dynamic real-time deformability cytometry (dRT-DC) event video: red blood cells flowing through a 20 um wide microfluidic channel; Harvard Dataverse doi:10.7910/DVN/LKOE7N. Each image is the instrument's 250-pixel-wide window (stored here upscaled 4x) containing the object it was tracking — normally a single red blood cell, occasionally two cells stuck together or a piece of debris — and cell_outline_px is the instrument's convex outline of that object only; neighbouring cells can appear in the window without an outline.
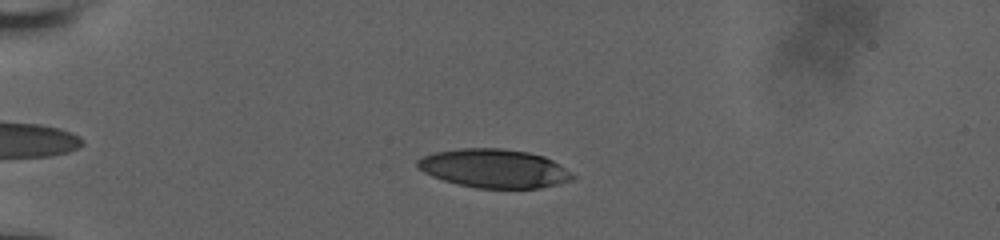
{"species": "human", "species_latin": "Homo sapiens", "temperature_condition": "room temperature", "stored_images_in_passage": 44, "camera_frame_rate_fps": 3000, "um_per_image_px": 0.085, "donor": {"sex": "male"}, "frame": {"image": 1, "passage_image": 10, "time_ms": 3.0, "image_size_px": [1000, 240], "cell_outline_px": [[576, 176], [572, 180], [540, 188], [476, 188], [444, 180], [432, 176], [424, 172], [416, 164], [416, 160], [424, 156], [436, 152], [460, 148], [500, 148], [528, 152], [544, 156], [560, 164]], "centroid_in_image_um": [42.02, 14.31], "position_along_channel_um": 43.0, "area_um2": 34.8}}
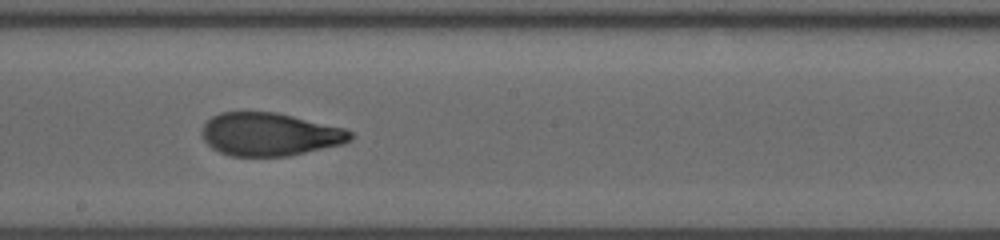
{"frame": {"image": 2, "passage_image": 28, "time_ms": 9.0, "image_size_px": [1000, 240], "cell_outline_px": [[352, 140], [344, 144], [288, 156], [232, 156], [220, 152], [212, 148], [204, 140], [204, 124], [212, 116], [220, 112], [276, 112], [344, 128], [352, 132]], "centroid_in_image_um": [22.95, 11.42], "position_along_channel_um": 225.2, "area_um2": 37.05}}
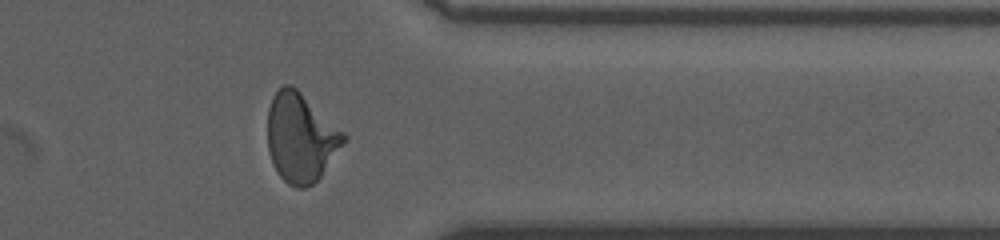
{"frame": {"image": 3, "passage_image": 41, "time_ms": 13.333, "image_size_px": [1000, 240], "cell_outline_px": [[348, 140], [320, 176], [312, 184], [304, 188], [296, 188], [288, 184], [276, 172], [272, 164], [268, 152], [268, 108], [272, 96], [284, 84], [292, 84], [344, 132], [348, 136]], "centroid_in_image_um": [25.56, 11.7], "position_along_channel_um": 385.8, "area_um2": 39.54}, "authors_computed_cell_mechanics": {"area_um2": 37.3388, "velocity_mm_per_s": 3.8449, "shape_relaxation_time_tau1_ms": 8.54, "shape_relaxation_time_tau2_ms": 1.2798, "deformation_change_tau1": 0.2912, "deformation_change_tau2": 0.0776}}